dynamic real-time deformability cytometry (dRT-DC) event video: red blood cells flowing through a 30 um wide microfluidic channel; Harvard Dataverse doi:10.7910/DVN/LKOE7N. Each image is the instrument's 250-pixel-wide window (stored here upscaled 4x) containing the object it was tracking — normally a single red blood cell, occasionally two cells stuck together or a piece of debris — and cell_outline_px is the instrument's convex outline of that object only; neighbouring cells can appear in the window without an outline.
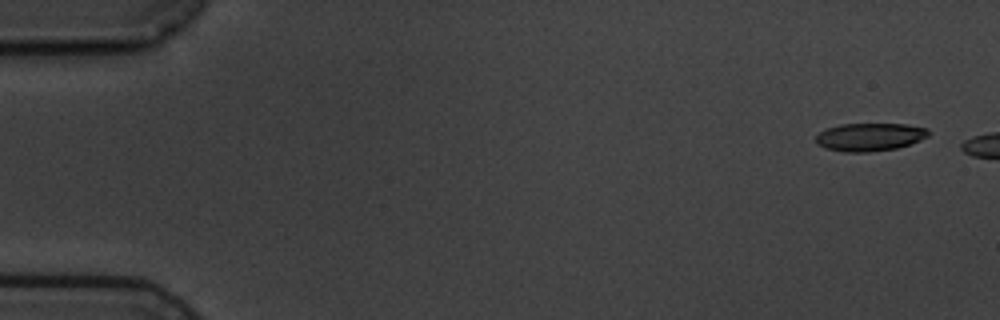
{"species": "common noctule bat (a hibernating species)", "species_latin": "Nyctalus noctula", "temperature_condition": "cold", "stored_images_in_passage": 2, "camera_frame_rate_fps": 3000, "um_per_image_px": 0.085, "animal": {"sex": "male", "body_mass_g": 19.5, "forearm_length_mm": 54.6}, "frame": {"image": 1, "passage_image": 1, "time_ms": 0.0, "image_size_px": [1000, 320], "cell_outline_px": [[928, 136], [920, 140], [896, 148], [868, 152], [844, 152], [824, 148], [816, 144], [816, 136], [820, 132], [828, 128], [840, 124], [904, 124], [928, 128]], "centroid_in_image_um": [73.9, 11.64], "position_along_channel_um": 11.1, "area_um2": 18.26}}